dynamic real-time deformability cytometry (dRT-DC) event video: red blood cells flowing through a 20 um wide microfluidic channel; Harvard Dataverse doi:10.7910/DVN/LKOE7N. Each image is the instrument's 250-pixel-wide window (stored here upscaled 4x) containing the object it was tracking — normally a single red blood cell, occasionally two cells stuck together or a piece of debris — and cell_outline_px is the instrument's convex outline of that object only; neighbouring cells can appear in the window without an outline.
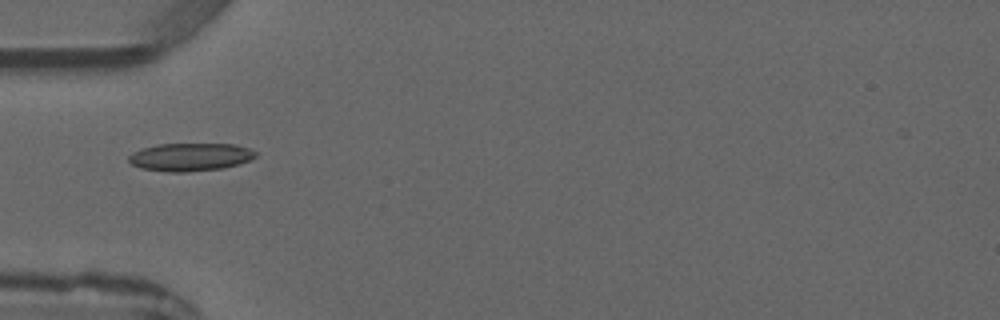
{"species": "common noctule bat (a hibernating species)", "species_latin": "Nyctalus noctula", "temperature_condition": "warm", "stored_images_in_passage": 5, "camera_frame_rate_fps": 3000, "um_per_image_px": 0.085, "animal": {"sex": "male", "forearm_length_mm": 52.5}, "frame": {"image": 1, "passage_image": 4, "time_ms": 4.667, "image_size_px": [1000, 320], "cell_outline_px": [[256, 156], [240, 164], [224, 168], [188, 172], [168, 172], [140, 168], [132, 164], [128, 160], [128, 156], [132, 152], [140, 148], [156, 144], [236, 144], [248, 148], [256, 152]], "centroid_in_image_um": [16.14, 13.34], "position_along_channel_um": 68.9, "area_um2": 20.87}}
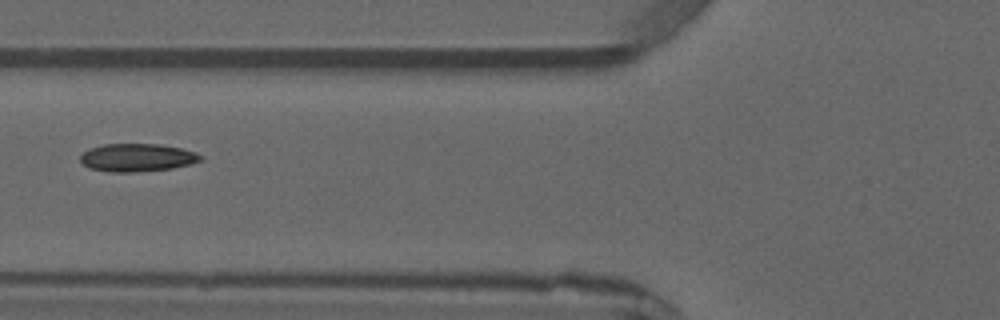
{"frame": {"image": 2, "passage_image": 5, "time_ms": 5.667, "image_size_px": [1000, 320], "cell_outline_px": [[204, 160], [172, 168], [136, 172], [108, 172], [88, 168], [80, 160], [80, 156], [88, 148], [104, 144], [160, 144], [180, 148], [196, 152], [204, 156]], "centroid_in_image_um": [11.66, 13.39], "position_along_channel_um": 114.1, "area_um2": 19.71}}